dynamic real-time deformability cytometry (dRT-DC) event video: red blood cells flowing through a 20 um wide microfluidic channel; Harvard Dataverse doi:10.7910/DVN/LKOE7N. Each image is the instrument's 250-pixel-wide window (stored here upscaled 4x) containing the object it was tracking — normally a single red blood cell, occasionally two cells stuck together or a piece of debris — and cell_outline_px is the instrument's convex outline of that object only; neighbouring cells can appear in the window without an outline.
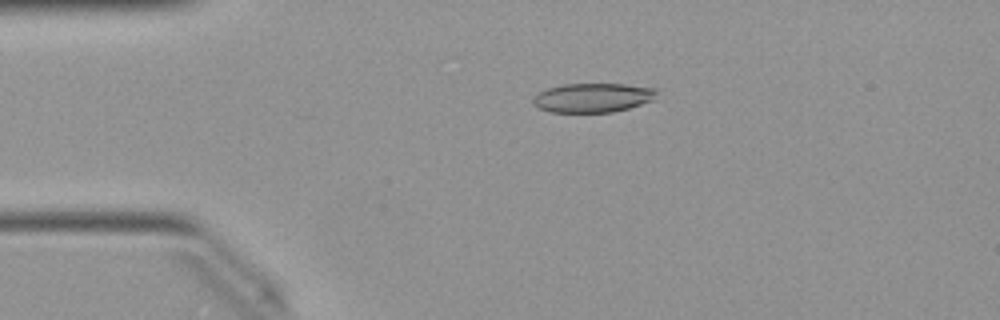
{"species": "Egyptian fruit bat (a non-hibernating species)", "species_latin": "Rousettus aegyptiacus", "temperature_condition": "warm", "stored_images_in_passage": 50, "camera_frame_rate_fps": 3000, "um_per_image_px": 0.085, "animal": {"sex": "female"}, "frame": {"image": 1, "passage_image": 10, "time_ms": 3.0, "image_size_px": [1000, 320], "cell_outline_px": [[656, 100], [628, 108], [612, 112], [548, 112], [540, 108], [532, 100], [540, 92], [548, 88], [564, 84], [624, 84], [656, 88]], "centroid_in_image_um": [50.44, 8.3], "position_along_channel_um": 34.6, "area_um2": 20.92}}
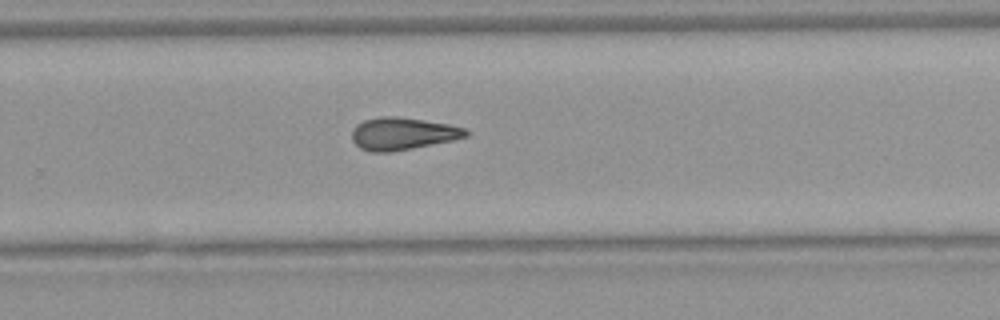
{"frame": {"image": 2, "passage_image": 32, "time_ms": 10.333, "image_size_px": [1000, 320], "cell_outline_px": [[468, 136], [452, 140], [412, 148], [388, 152], [372, 152], [360, 148], [352, 140], [352, 128], [356, 124], [364, 120], [380, 116], [396, 116], [424, 120], [448, 124], [464, 128], [468, 132]], "centroid_in_image_um": [34.18, 11.35], "position_along_channel_um": 295.6, "area_um2": 21.39}}
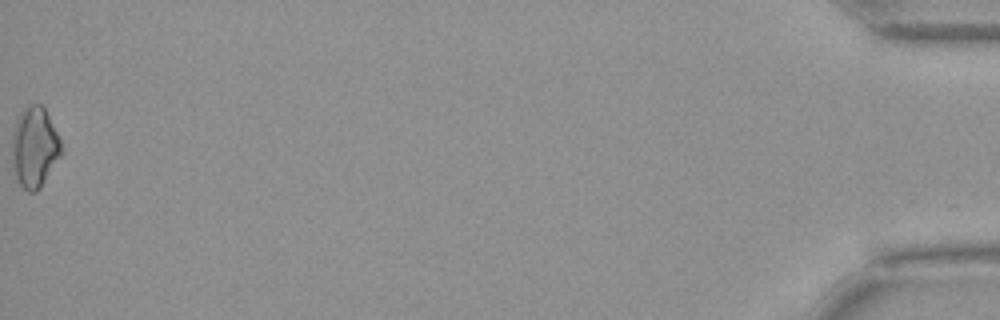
{"frame": {"image": 3, "passage_image": 50, "time_ms": 16.333, "image_size_px": [1000, 320], "cell_outline_px": [[64, 152], [40, 188], [36, 192], [28, 192], [20, 184], [16, 176], [12, 156], [12, 136], [16, 120], [20, 112], [32, 104], [40, 104], [44, 108], [64, 148]], "centroid_in_image_um": [2.96, 12.54], "position_along_channel_um": 432.2, "area_um2": 22.95}, "authors_computed_cell_mechanics": {"area_um2": 21.2415, "velocity_mm_per_s": 4.0549, "shape_relaxation_time_tau1_ms": 8.2403, "shape_relaxation_time_tau2_ms": 4.8848, "deformation_change_tau1": 0.2205, "deformation_change_tau2": 0.1579}}